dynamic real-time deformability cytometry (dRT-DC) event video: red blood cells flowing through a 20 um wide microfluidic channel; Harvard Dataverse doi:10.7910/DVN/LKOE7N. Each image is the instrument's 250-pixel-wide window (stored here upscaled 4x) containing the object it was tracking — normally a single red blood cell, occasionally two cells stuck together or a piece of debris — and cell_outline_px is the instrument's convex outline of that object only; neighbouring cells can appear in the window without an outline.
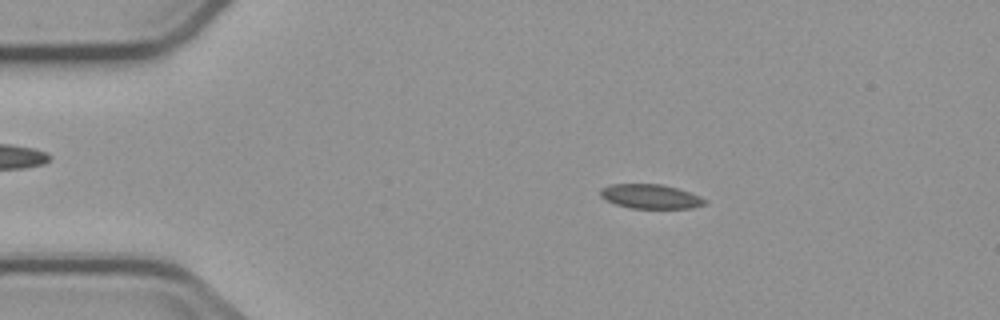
{"species": "common noctule bat (a hibernating species)", "species_latin": "Nyctalus noctula", "temperature_condition": "cold", "stored_images_in_passage": 4, "camera_frame_rate_fps": 3000, "um_per_image_px": 0.085, "animal": {"sex": "male", "body_mass_g": 23.1, "forearm_length_mm": 52.7}, "frame": {"image": 1, "passage_image": 3, "time_ms": 2.333, "image_size_px": [1000, 320], "cell_outline_px": [[708, 200], [704, 204], [692, 208], [628, 208], [604, 200], [600, 196], [600, 188], [608, 184], [660, 184], [676, 188], [700, 196]], "centroid_in_image_um": [55.24, 16.7], "position_along_channel_um": 29.8, "area_um2": 14.85}}